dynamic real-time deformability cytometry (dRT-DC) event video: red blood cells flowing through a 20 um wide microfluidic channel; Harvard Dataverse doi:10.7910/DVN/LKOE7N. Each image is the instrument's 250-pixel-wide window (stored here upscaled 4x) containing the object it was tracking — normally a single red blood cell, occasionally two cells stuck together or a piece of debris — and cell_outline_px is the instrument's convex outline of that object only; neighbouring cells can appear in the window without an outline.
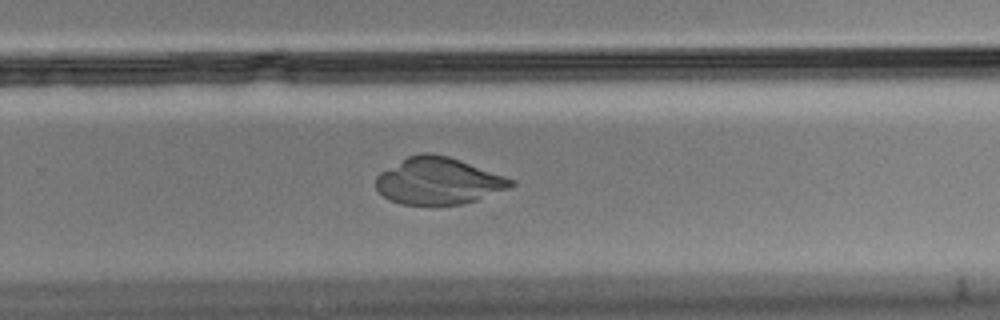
{"species": "Egyptian fruit bat (a non-hibernating species)", "species_latin": "Rousettus aegyptiacus", "temperature_condition": "cold", "stored_images_in_passage": 52, "camera_frame_rate_fps": 3000, "um_per_image_px": 0.085, "animal": {"sex": "male"}, "frame": {"image": 1, "passage_image": 33, "time_ms": 10.667, "image_size_px": [1000, 320], "cell_outline_px": [[516, 184], [508, 188], [476, 200], [464, 204], [432, 208], [400, 204], [388, 200], [376, 188], [376, 176], [380, 172], [408, 156], [420, 152], [428, 152], [448, 156], [460, 160], [516, 180]], "centroid_in_image_um": [37.24, 15.42], "position_along_channel_um": 292.6, "area_um2": 37.63}}